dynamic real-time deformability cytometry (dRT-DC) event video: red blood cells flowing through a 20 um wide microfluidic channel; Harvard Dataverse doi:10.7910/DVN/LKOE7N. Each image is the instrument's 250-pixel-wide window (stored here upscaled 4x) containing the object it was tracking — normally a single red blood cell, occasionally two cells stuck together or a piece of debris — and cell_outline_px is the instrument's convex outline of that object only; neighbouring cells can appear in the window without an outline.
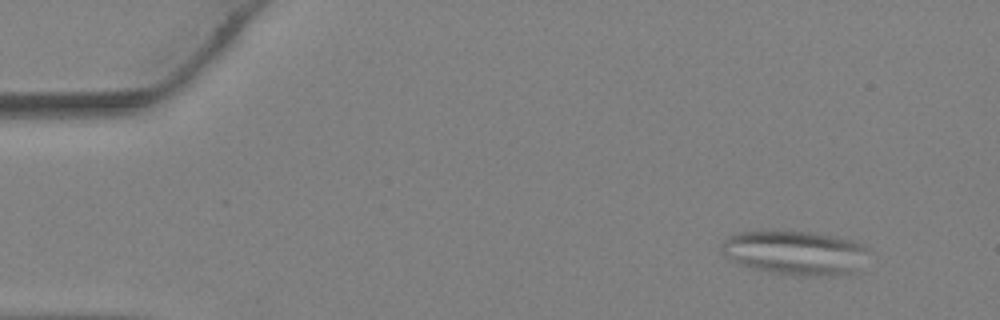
{"species": "Egyptian fruit bat (a non-hibernating species)", "species_latin": "Rousettus aegyptiacus", "temperature_condition": "warm", "stored_images_in_passage": 10, "camera_frame_rate_fps": 3000, "um_per_image_px": 0.085, "animal": {"sex": "female"}, "frame": {"image": 1, "passage_image": 2, "time_ms": 0.333, "image_size_px": [1000, 320], "cell_outline_px": [[868, 248], [852, 272], [836, 276], [796, 276], [772, 272], [740, 264], [724, 252], [720, 248], [724, 240], [728, 236], [736, 232], [760, 228], [808, 232], [836, 236], [852, 240]], "centroid_in_image_um": [67.5, 21.43], "position_along_channel_um": 17.5, "area_um2": 37.86}}